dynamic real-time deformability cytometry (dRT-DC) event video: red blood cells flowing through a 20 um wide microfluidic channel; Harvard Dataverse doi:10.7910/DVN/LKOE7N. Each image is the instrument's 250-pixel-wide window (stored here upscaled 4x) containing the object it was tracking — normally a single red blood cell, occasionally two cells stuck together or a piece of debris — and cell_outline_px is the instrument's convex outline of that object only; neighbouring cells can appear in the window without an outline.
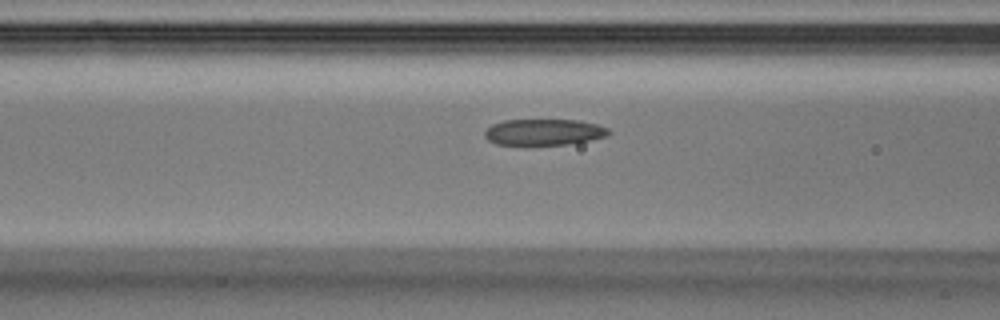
{"species": "Egyptian fruit bat (a non-hibernating species)", "species_latin": "Rousettus aegyptiacus", "temperature_condition": "warm", "stored_images_in_passage": 29, "camera_frame_rate_fps": 3000, "um_per_image_px": 0.085, "animal": {"sex": "male"}, "frame": {"image": 1, "passage_image": 9, "time_ms": 2.667, "image_size_px": [1000, 320], "cell_outline_px": [[612, 132], [608, 136], [568, 144], [496, 144], [488, 140], [484, 136], [484, 132], [492, 124], [504, 120], [576, 120], [596, 124], [608, 128]], "centroid_in_image_um": [46.24, 11.22], "position_along_channel_um": 120.4, "area_um2": 18.73}}
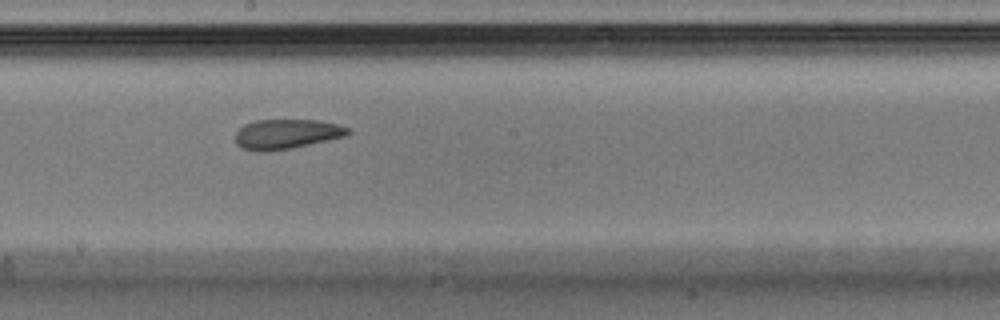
{"frame": {"image": 2, "passage_image": 15, "time_ms": 4.667, "image_size_px": [1000, 320], "cell_outline_px": [[352, 132], [348, 136], [292, 148], [264, 152], [256, 152], [240, 148], [236, 144], [236, 132], [244, 124], [256, 120], [316, 120], [336, 124], [348, 128]], "centroid_in_image_um": [24.34, 11.41], "position_along_channel_um": 223.9, "area_um2": 19.71}}
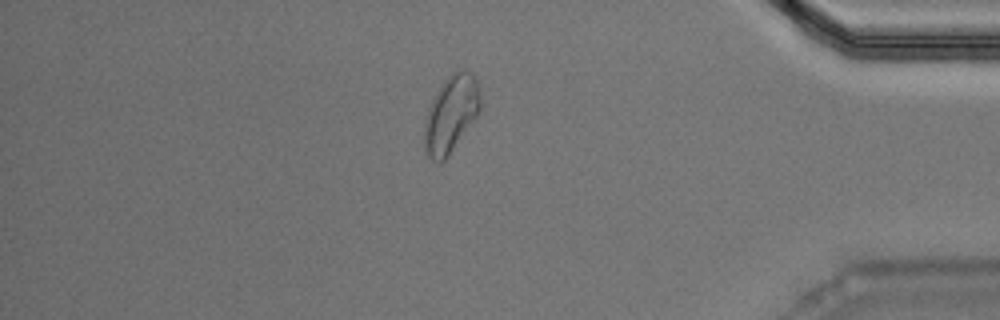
{"frame": {"image": 3, "passage_image": 27, "time_ms": 8.667, "image_size_px": [1000, 320], "cell_outline_px": [[480, 112], [444, 160], [440, 164], [432, 160], [428, 156], [424, 144], [424, 120], [428, 108], [436, 92], [444, 80], [452, 72], [460, 68], [464, 68], [472, 72], [480, 88]], "centroid_in_image_um": [38.33, 9.65], "position_along_channel_um": 396.9, "area_um2": 25.2}}